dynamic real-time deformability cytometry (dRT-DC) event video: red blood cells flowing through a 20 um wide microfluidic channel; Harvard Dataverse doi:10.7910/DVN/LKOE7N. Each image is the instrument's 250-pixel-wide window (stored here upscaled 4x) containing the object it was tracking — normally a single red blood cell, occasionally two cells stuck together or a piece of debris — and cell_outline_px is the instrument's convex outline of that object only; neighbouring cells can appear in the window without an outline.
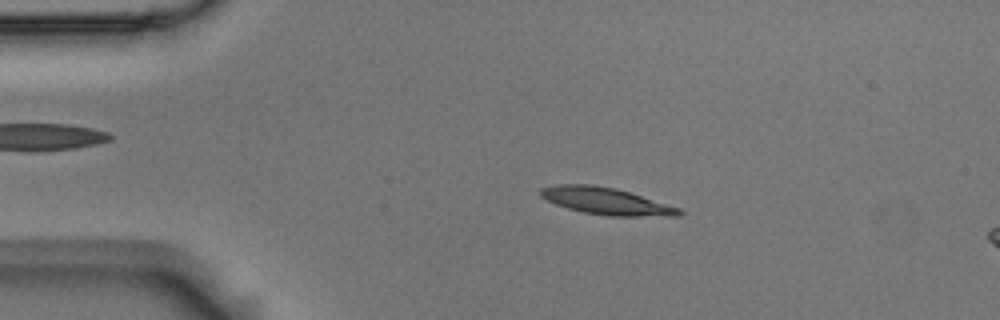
{"species": "Egyptian fruit bat (a non-hibernating species)", "species_latin": "Rousettus aegyptiacus", "temperature_condition": "room temperature", "stored_images_in_passage": 56, "camera_frame_rate_fps": 3000, "um_per_image_px": 0.085, "animal": {"sex": "male"}, "frame": {"image": 1, "passage_image": 11, "time_ms": 3.333, "image_size_px": [1000, 320], "cell_outline_px": [[684, 212], [680, 216], [608, 216], [584, 212], [568, 208], [556, 204], [540, 196], [540, 188], [560, 184], [592, 184], [616, 188], [680, 208]], "centroid_in_image_um": [51.54, 17.09], "position_along_channel_um": 33.5, "area_um2": 21.62}}
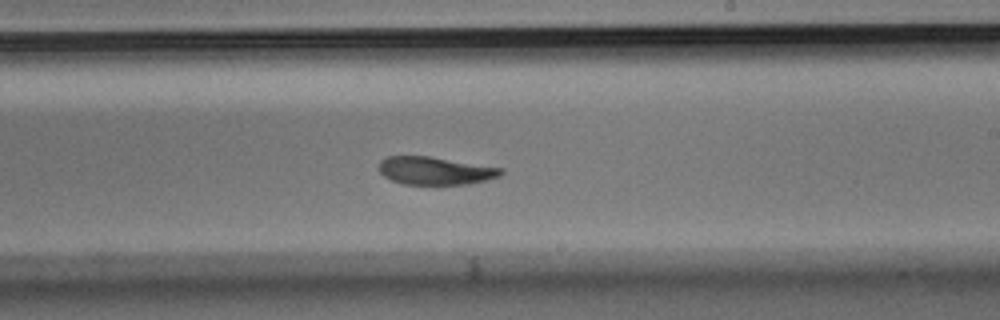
{"frame": {"image": 2, "passage_image": 33, "time_ms": 10.667, "image_size_px": [1000, 320], "cell_outline_px": [[504, 172], [500, 176], [488, 180], [468, 184], [404, 184], [392, 180], [384, 176], [380, 172], [380, 160], [388, 156], [428, 156], [504, 168]], "centroid_in_image_um": [37.03, 14.51], "position_along_channel_um": 252.0, "area_um2": 19.77}}
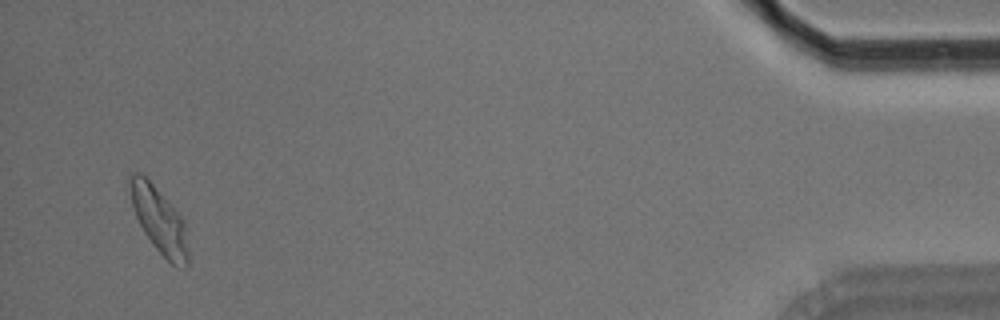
{"frame": {"image": 3, "passage_image": 54, "time_ms": 17.667, "image_size_px": [1000, 320], "cell_outline_px": [[188, 264], [184, 268], [176, 268], [152, 244], [144, 232], [136, 216], [132, 204], [128, 176], [136, 172], [140, 172], [152, 184], [184, 220], [188, 252]], "centroid_in_image_um": [13.53, 18.75], "position_along_channel_um": 421.7, "area_um2": 21.85}, "authors_computed_cell_mechanics": {"area_um2": 21.1548, "velocity_mm_per_s": 3.5647, "shape_relaxation_time_tau1_ms": 4.6997, "shape_relaxation_time_tau2_ms": 4.5928, "deformation_change_tau1": 0.1691, "deformation_change_tau2": 0.0926}}